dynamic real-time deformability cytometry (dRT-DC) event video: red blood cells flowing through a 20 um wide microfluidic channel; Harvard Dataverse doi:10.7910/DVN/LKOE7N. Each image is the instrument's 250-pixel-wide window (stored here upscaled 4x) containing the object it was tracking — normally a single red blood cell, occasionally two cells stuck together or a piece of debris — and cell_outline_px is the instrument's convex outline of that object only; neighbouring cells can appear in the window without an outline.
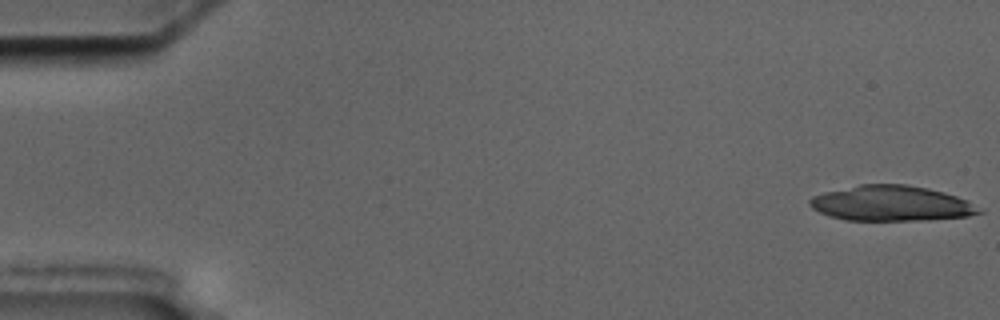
{"species": "common noctule bat (a hibernating species)", "species_latin": "Nyctalus noctula", "temperature_condition": "cold", "stored_images_in_passage": 42, "camera_frame_rate_fps": 3000, "um_per_image_px": 0.085, "animal": {"sex": "male", "body_mass_g": 17.5, "forearm_length_mm": 52.3}, "frame": {"image": 1, "passage_image": 1, "time_ms": 0.0, "image_size_px": [1000, 320], "cell_outline_px": [[984, 212], [968, 216], [928, 220], [844, 220], [828, 216], [812, 208], [808, 204], [808, 200], [812, 196], [824, 192], [860, 184], [908, 184], [928, 188], [944, 192], [968, 200], [984, 208]], "centroid_in_image_um": [75.79, 17.29], "position_along_channel_um": 9.2, "area_um2": 35.26}}
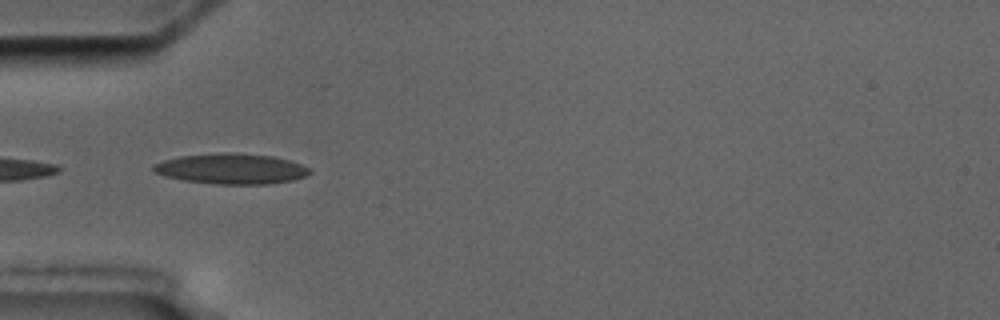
{"frame": {"image": 2, "passage_image": 18, "time_ms": 5.667, "image_size_px": [1000, 320], "cell_outline_px": [[312, 172], [308, 176], [292, 180], [268, 184], [216, 184], [184, 180], [168, 176], [156, 172], [152, 168], [152, 164], [164, 160], [180, 156], [224, 152], [232, 152], [272, 156], [292, 160], [312, 168]], "centroid_in_image_um": [19.75, 14.34], "position_along_channel_um": 65.3, "area_um2": 27.86}}